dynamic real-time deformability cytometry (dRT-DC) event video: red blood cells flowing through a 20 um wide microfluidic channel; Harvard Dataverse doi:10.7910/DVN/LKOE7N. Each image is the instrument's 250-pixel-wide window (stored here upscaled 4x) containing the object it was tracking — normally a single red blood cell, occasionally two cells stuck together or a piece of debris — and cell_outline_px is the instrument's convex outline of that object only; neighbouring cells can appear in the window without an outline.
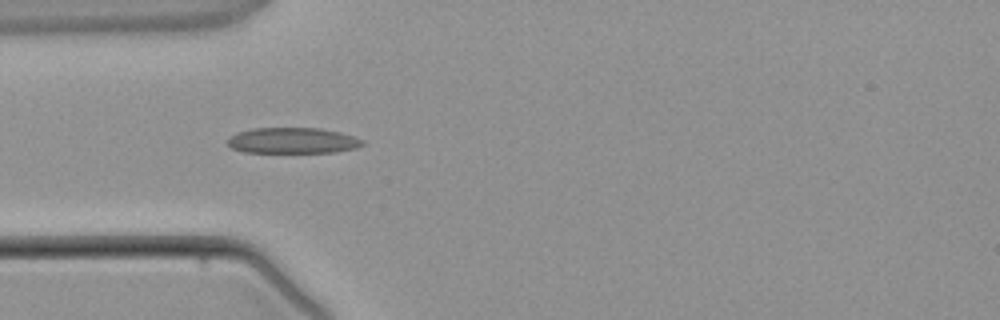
{"species": "common noctule bat (a hibernating species)", "species_latin": "Nyctalus noctula", "temperature_condition": "warm", "stored_images_in_passage": 1, "camera_frame_rate_fps": 3000, "um_per_image_px": 0.085, "animal": {"sex": "male", "body_mass_g": 21.5, "forearm_length_mm": 52.0}, "frame": {"image": 1, "passage_image": 1, "time_ms": 0.0, "image_size_px": [1000, 320], "cell_outline_px": [[364, 144], [356, 148], [336, 152], [244, 152], [232, 148], [228, 144], [228, 136], [236, 132], [252, 128], [320, 128], [340, 132], [364, 140]], "centroid_in_image_um": [24.86, 11.94], "position_along_channel_um": 60.1, "area_um2": 20.35}}